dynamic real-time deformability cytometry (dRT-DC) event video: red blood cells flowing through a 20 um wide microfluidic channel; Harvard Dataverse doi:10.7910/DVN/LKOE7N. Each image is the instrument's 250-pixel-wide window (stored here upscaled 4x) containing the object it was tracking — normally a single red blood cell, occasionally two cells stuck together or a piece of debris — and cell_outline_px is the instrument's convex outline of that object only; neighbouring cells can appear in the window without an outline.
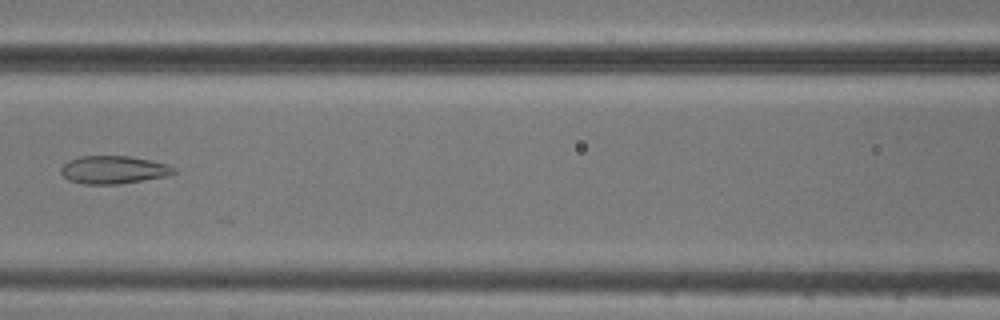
{"species": "common noctule bat (a hibernating species)", "species_latin": "Nyctalus noctula", "temperature_condition": "cold", "stored_images_in_passage": 8, "camera_frame_rate_fps": 3000, "um_per_image_px": 0.085, "animal": {"sex": "male", "body_mass_g": 20.5, "forearm_length_mm": 52.5}, "frame": {"image": 1, "passage_image": 5, "time_ms": 4.667, "image_size_px": [1000, 320], "cell_outline_px": [[176, 172], [164, 176], [120, 184], [84, 184], [68, 180], [60, 172], [60, 168], [68, 160], [80, 156], [128, 156], [168, 164], [176, 168]], "centroid_in_image_um": [9.61, 14.43], "position_along_channel_um": 157.0, "area_um2": 18.26}}
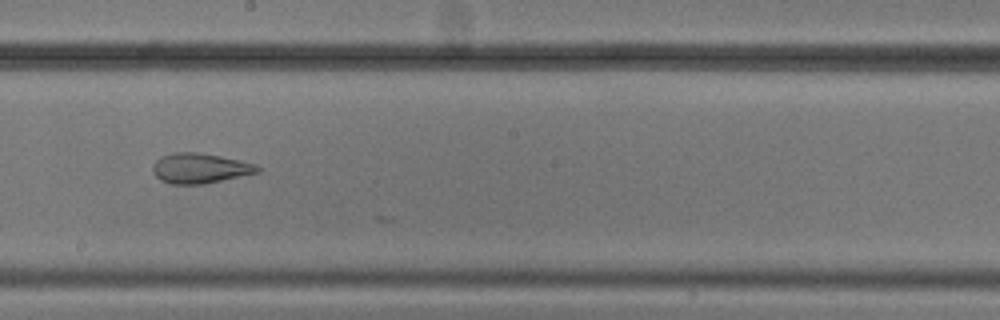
{"frame": {"image": 2, "passage_image": 7, "time_ms": 6.667, "image_size_px": [1000, 320], "cell_outline_px": [[260, 172], [204, 184], [172, 184], [160, 180], [152, 172], [152, 164], [156, 160], [172, 152], [196, 152], [220, 156], [240, 160], [256, 164], [260, 168]], "centroid_in_image_um": [16.99, 14.3], "position_along_channel_um": 231.2, "area_um2": 18.38}}
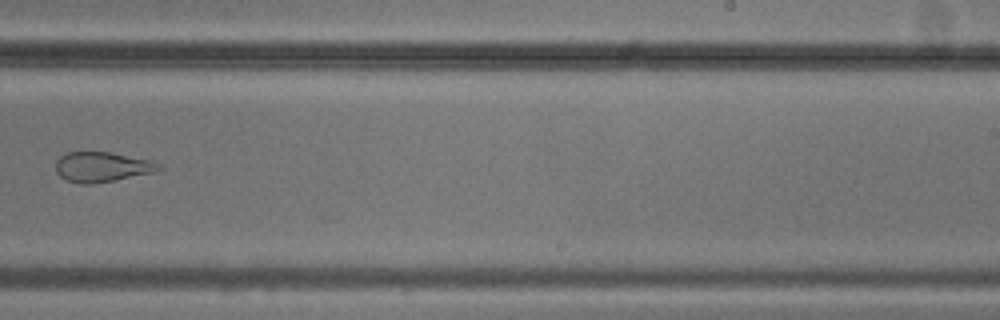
{"frame": {"image": 3, "passage_image": 8, "time_ms": 8.0, "image_size_px": [1000, 320], "cell_outline_px": [[164, 168], [152, 172], [116, 180], [92, 184], [80, 184], [68, 180], [60, 176], [56, 172], [56, 160], [60, 156], [68, 152], [112, 152], [148, 160], [160, 164]], "centroid_in_image_um": [8.65, 14.19], "position_along_channel_um": 280.4, "area_um2": 17.92}}